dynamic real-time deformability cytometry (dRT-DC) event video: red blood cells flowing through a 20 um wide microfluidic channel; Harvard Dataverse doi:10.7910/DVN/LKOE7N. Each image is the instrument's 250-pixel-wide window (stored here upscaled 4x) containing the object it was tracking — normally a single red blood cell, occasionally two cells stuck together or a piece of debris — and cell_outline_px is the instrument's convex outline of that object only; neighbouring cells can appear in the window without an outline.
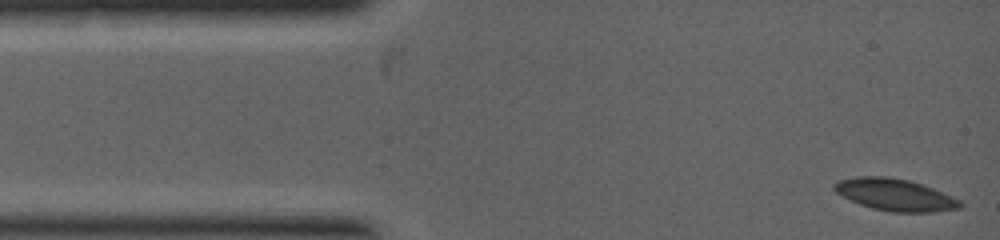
{"species": "common noctule bat (a hibernating species)", "species_latin": "Nyctalus noctula", "temperature_condition": "warm", "stored_images_in_passage": 67, "camera_frame_rate_fps": 5000, "um_per_image_px": 0.085, "animal": {"sex": "female", "body_mass_g": 19.0, "forearm_length_mm": 53.3}, "frame": {"image": 1, "passage_image": 1, "time_ms": 0.0, "image_size_px": [1000, 240], "cell_outline_px": [[964, 204], [960, 208], [936, 212], [892, 212], [872, 208], [860, 204], [836, 192], [832, 188], [832, 184], [840, 180], [856, 176], [888, 176], [908, 180], [932, 188], [952, 196], [960, 200]], "centroid_in_image_um": [76.09, 16.55], "position_along_channel_um": 8.9, "area_um2": 23.35}}
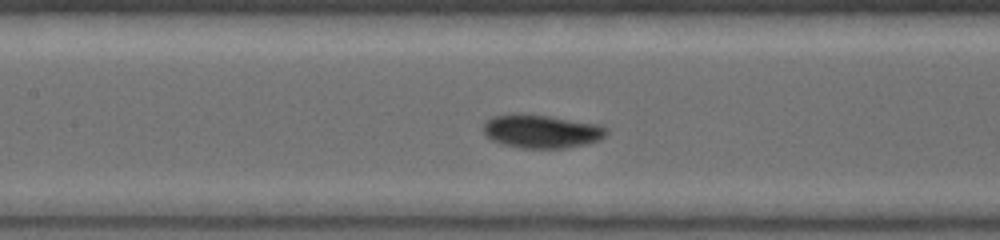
{"frame": {"image": 2, "passage_image": 29, "time_ms": 3.2, "image_size_px": [1000, 240], "cell_outline_px": [[608, 132], [600, 140], [588, 144], [568, 148], [520, 148], [504, 144], [492, 140], [484, 136], [484, 124], [492, 116], [516, 112], [548, 116], [596, 124], [608, 128]], "centroid_in_image_um": [46.01, 11.16], "position_along_channel_um": 161.4, "area_um2": 24.16}}
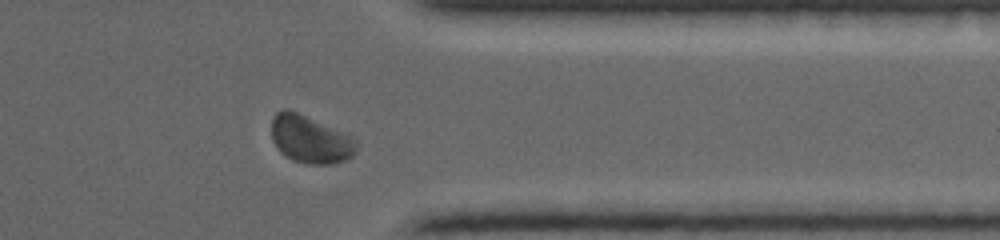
{"frame": {"image": 3, "passage_image": 57, "time_ms": 6.4, "image_size_px": [1000, 240], "cell_outline_px": [[356, 152], [352, 156], [344, 160], [332, 164], [308, 164], [292, 160], [280, 152], [272, 140], [272, 120], [276, 112], [284, 108], [288, 108], [352, 136], [356, 140]], "centroid_in_image_um": [26.35, 11.84], "position_along_channel_um": 385.0, "area_um2": 23.52}}